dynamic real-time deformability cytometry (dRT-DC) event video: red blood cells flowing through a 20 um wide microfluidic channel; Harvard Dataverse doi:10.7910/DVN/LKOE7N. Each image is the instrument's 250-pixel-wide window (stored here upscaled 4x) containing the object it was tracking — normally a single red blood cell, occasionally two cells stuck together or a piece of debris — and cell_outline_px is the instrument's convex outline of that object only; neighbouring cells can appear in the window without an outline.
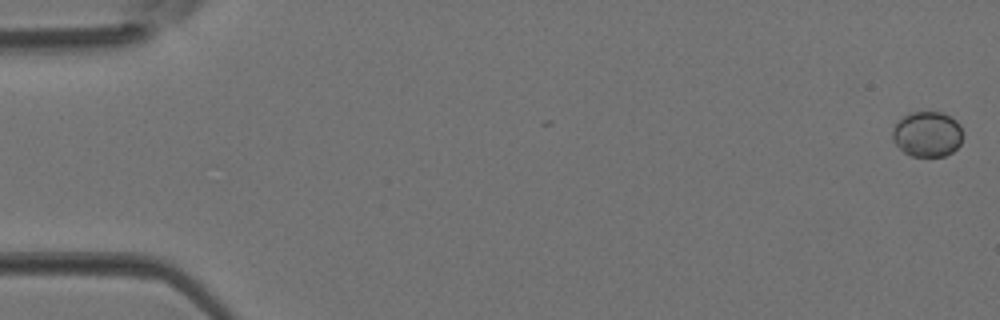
{"species": "Egyptian fruit bat (a non-hibernating species)", "species_latin": "Rousettus aegyptiacus", "temperature_condition": "room temperature", "stored_images_in_passage": 2, "camera_frame_rate_fps": 3000, "um_per_image_px": 0.085, "animal": {"sex": "female"}, "frame": {"image": 1, "passage_image": 1, "time_ms": 0.0, "image_size_px": [1000, 320], "cell_outline_px": [[964, 136], [960, 144], [952, 152], [944, 156], [912, 156], [904, 152], [892, 140], [892, 128], [904, 116], [912, 112], [940, 112], [956, 120], [960, 124]], "centroid_in_image_um": [78.84, 11.41], "position_along_channel_um": 6.2, "area_um2": 18.61}}